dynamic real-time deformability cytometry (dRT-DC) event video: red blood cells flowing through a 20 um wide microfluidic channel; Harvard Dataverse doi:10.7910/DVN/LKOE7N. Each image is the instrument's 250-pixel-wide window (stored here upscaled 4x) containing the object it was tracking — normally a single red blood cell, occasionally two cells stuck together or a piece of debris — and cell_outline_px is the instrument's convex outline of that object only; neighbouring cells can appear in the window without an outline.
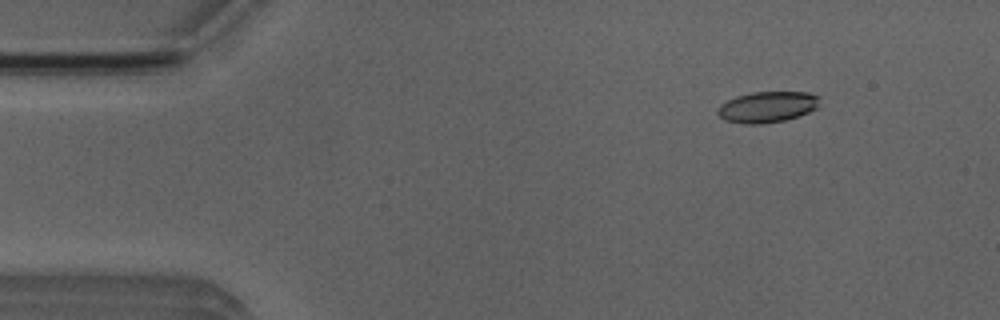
{"species": "Egyptian fruit bat (a non-hibernating species)", "species_latin": "Rousettus aegyptiacus", "temperature_condition": "room temperature", "stored_images_in_passage": 53, "camera_frame_rate_fps": 3000, "um_per_image_px": 0.085, "animal": {"sex": "male"}, "frame": {"image": 1, "passage_image": 7, "time_ms": 2.0, "image_size_px": [1000, 320], "cell_outline_px": [[820, 108], [784, 120], [760, 124], [744, 124], [724, 120], [716, 112], [720, 104], [736, 96], [752, 92], [808, 92], [820, 96]], "centroid_in_image_um": [65.24, 9.08], "position_along_channel_um": 19.8, "area_um2": 18.55}}
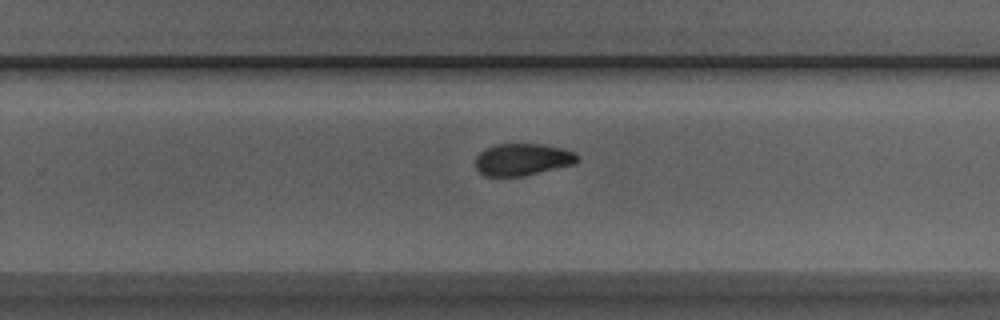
{"frame": {"image": 2, "passage_image": 34, "time_ms": 11.0, "image_size_px": [1000, 320], "cell_outline_px": [[576, 164], [524, 176], [484, 176], [476, 168], [476, 156], [480, 152], [496, 144], [544, 144], [564, 148], [572, 152], [576, 156]], "centroid_in_image_um": [44.41, 13.56], "position_along_channel_um": 285.4, "area_um2": 18.96}}
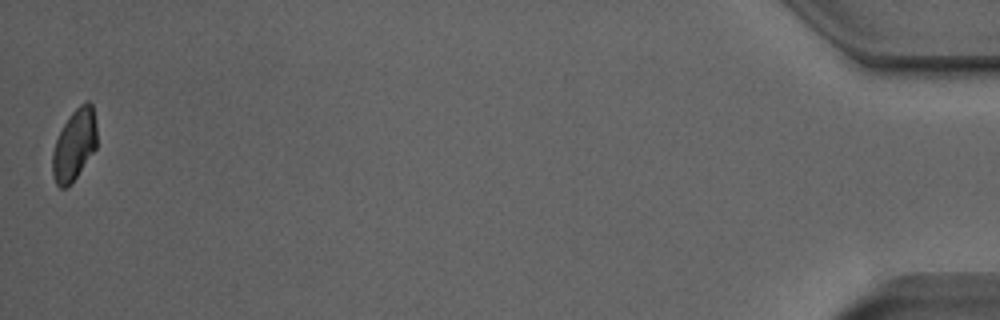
{"frame": {"image": 3, "passage_image": 53, "time_ms": 17.333, "image_size_px": [1000, 320], "cell_outline_px": [[96, 148], [68, 188], [60, 188], [56, 184], [52, 172], [52, 152], [56, 140], [64, 124], [72, 112], [80, 104], [88, 100], [92, 104], [96, 124]], "centroid_in_image_um": [6.31, 12.32], "position_along_channel_um": 428.9, "area_um2": 18.32}, "authors_computed_cell_mechanics": {"area_um2": 19.4208, "velocity_mm_per_s": 3.871, "shape_relaxation_time_tau1_ms": 4.1039, "shape_relaxation_time_tau2_ms": 2.0436, "deformation_change_tau1": 0.1184, "deformation_change_tau2": 0.0569}}